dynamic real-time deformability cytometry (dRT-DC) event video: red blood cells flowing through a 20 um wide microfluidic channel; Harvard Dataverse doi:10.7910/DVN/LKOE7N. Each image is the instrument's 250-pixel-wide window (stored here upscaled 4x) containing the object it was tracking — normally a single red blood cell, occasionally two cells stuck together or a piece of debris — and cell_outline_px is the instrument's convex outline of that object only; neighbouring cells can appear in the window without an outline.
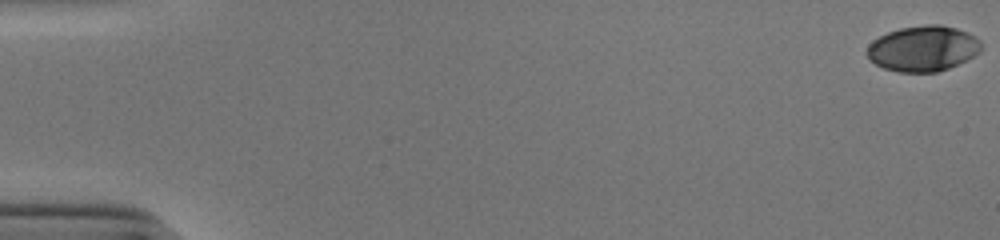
{"species": "human", "species_latin": "Homo sapiens", "temperature_condition": "cold", "stored_images_in_passage": 54, "camera_frame_rate_fps": 3000, "um_per_image_px": 0.085, "donor": {"sex": "male"}, "frame": {"image": 1, "passage_image": 1, "time_ms": 0.0, "image_size_px": [1000, 240], "cell_outline_px": [[980, 52], [948, 68], [936, 72], [900, 72], [884, 68], [876, 64], [868, 56], [868, 44], [872, 40], [888, 32], [900, 28], [924, 24], [940, 24], [956, 28], [968, 32], [976, 36], [980, 40]], "centroid_in_image_um": [78.46, 4.11], "position_along_channel_um": 6.5, "area_um2": 30.11}}
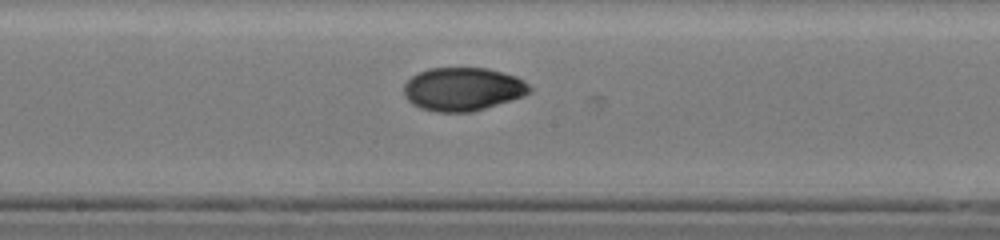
{"frame": {"image": 2, "passage_image": 30, "time_ms": 9.667, "image_size_px": [1000, 240], "cell_outline_px": [[532, 92], [524, 96], [512, 100], [472, 112], [436, 112], [420, 108], [412, 104], [404, 96], [404, 84], [412, 76], [428, 68], [488, 68], [516, 76], [524, 80], [532, 88]], "centroid_in_image_um": [39.36, 7.58], "position_along_channel_um": 208.8, "area_um2": 31.96}}
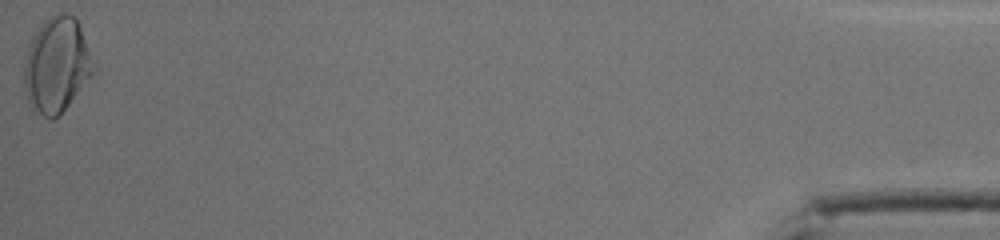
{"frame": {"image": 3, "passage_image": 54, "time_ms": 17.667, "image_size_px": [1000, 240], "cell_outline_px": [[96, 68], [92, 76], [68, 104], [52, 120], [32, 112], [28, 100], [24, 84], [24, 64], [28, 48], [32, 36], [40, 24], [44, 20], [56, 12], [68, 12], [76, 20], [80, 28]], "centroid_in_image_um": [4.79, 5.52], "position_along_channel_um": 430.4, "area_um2": 38.32}, "authors_computed_cell_mechanics": {"area_um2": 31.4432, "velocity_mm_per_s": 3.9142, "shape_relaxation_time_tau1_ms": 7.2842, "shape_relaxation_time_tau2_ms": 1.6269, "deformation_change_tau1": 0.1918, "deformation_change_tau2": 0.0368}}